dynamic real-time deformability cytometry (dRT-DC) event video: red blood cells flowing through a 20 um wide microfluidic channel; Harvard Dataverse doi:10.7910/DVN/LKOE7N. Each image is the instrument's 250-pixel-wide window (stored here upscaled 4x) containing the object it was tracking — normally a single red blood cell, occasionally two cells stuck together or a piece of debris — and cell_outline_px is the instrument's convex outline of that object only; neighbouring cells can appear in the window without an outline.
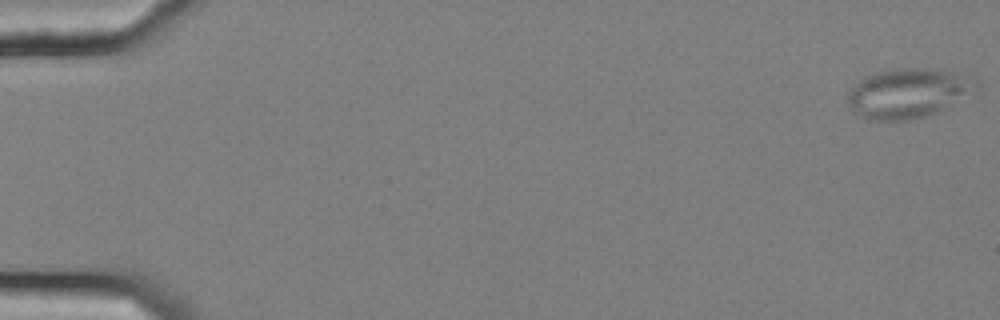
{"species": "common noctule bat (a hibernating species)", "species_latin": "Nyctalus noctula", "temperature_condition": "cold", "stored_images_in_passage": 57, "camera_frame_rate_fps": 3000, "um_per_image_px": 0.085, "animal": {"sex": "female", "body_mass_g": 25.1}, "frame": {"image": 1, "passage_image": 1, "time_ms": 0.0, "image_size_px": [1000, 320], "cell_outline_px": [[980, 92], [928, 116], [908, 120], [872, 120], [856, 116], [852, 112], [848, 104], [848, 92], [864, 76], [876, 72], [896, 68], [928, 68], [976, 76], [980, 84]], "centroid_in_image_um": [77.29, 7.92], "position_along_channel_um": 7.7, "area_um2": 38.15}}
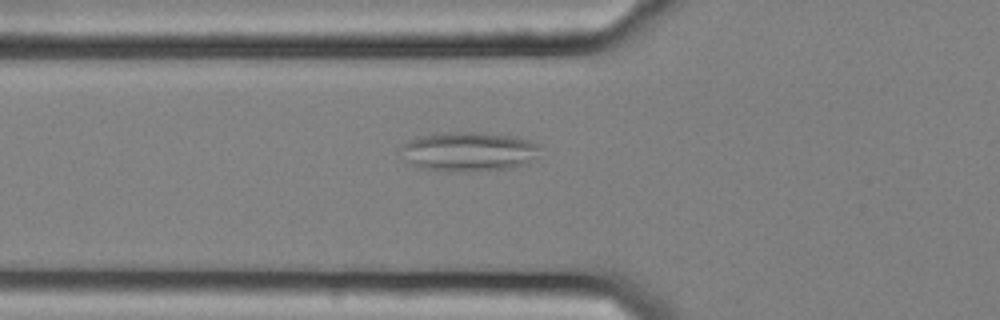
{"frame": {"image": 2, "passage_image": 21, "time_ms": 6.667, "image_size_px": [1000, 320], "cell_outline_px": [[540, 148], [536, 156], [528, 164], [512, 168], [468, 172], [448, 172], [420, 168], [412, 164], [408, 160], [400, 148], [408, 140], [416, 136], [432, 132], [472, 132], [516, 136], [540, 144]], "centroid_in_image_um": [39.85, 12.88], "position_along_channel_um": 86.0, "area_um2": 32.48}}
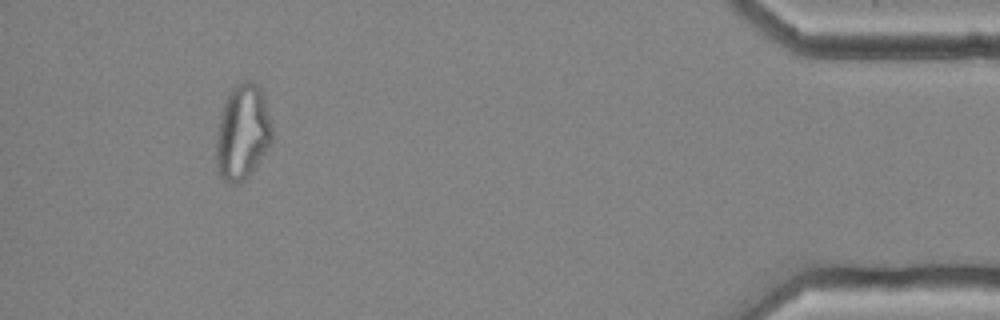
{"frame": {"image": 3, "passage_image": 53, "time_ms": 17.333, "image_size_px": [1000, 320], "cell_outline_px": [[272, 140], [256, 164], [244, 180], [236, 184], [232, 184], [224, 180], [216, 172], [216, 132], [224, 100], [232, 88], [236, 84], [244, 80], [252, 80], [260, 88], [264, 96], [272, 128]], "centroid_in_image_um": [20.58, 11.22], "position_along_channel_um": 414.6, "area_um2": 31.04}, "authors_computed_cell_mechanics": {"area_um2": 29.1312, "velocity_mm_per_s": 3.6261, "shape_relaxation_time_tau1_ms": null, "shape_relaxation_time_tau2_ms": 2.0497, "deformation_change_tau1": null, "deformation_change_tau2": 0.0891}}